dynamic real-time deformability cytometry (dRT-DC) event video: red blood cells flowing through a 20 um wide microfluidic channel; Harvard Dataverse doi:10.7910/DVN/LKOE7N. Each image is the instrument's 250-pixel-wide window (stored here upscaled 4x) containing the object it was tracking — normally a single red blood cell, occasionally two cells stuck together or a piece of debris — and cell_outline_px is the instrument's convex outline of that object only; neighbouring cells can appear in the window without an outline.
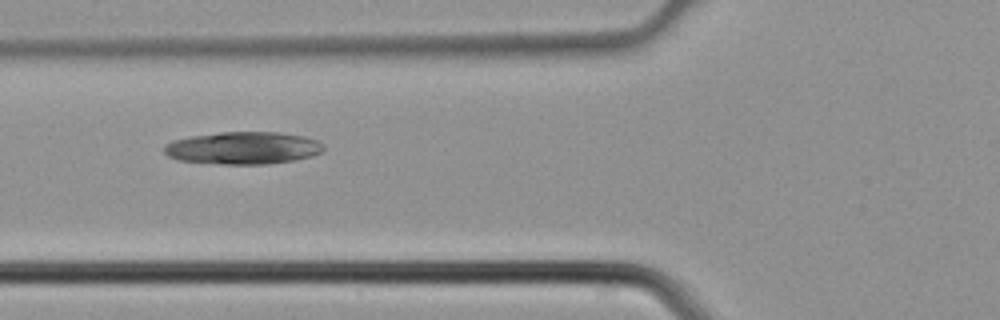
{"species": "common noctule bat (a hibernating species)", "species_latin": "Nyctalus noctula", "temperature_condition": "cold", "stored_images_in_passage": 5, "camera_frame_rate_fps": 3000, "um_per_image_px": 0.085, "animal": {"sex": "male", "body_mass_g": 21.5, "forearm_length_mm": 52.0}, "frame": {"image": 1, "passage_image": 4, "time_ms": 1.0, "image_size_px": [1000, 320], "cell_outline_px": [[324, 152], [312, 156], [292, 160], [268, 164], [224, 164], [176, 160], [168, 156], [164, 152], [164, 144], [172, 140], [188, 136], [220, 132], [280, 132], [304, 136], [320, 140], [324, 144]], "centroid_in_image_um": [20.67, 12.57], "position_along_channel_um": 105.1, "area_um2": 30.52}}
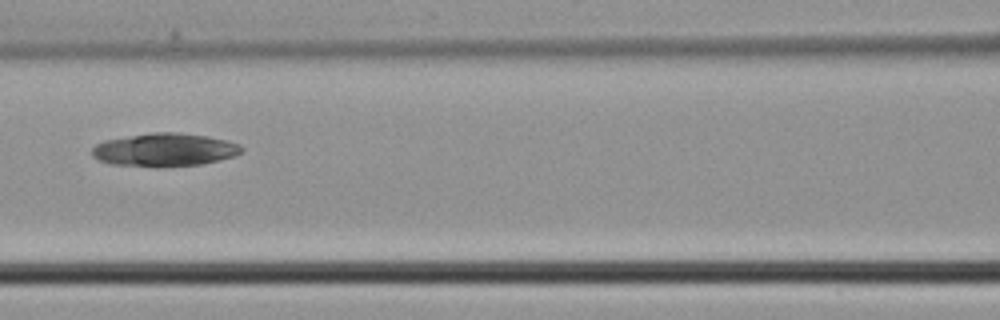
{"frame": {"image": 2, "passage_image": 5, "time_ms": 1.333, "image_size_px": [1000, 320], "cell_outline_px": [[244, 148], [240, 152], [232, 156], [200, 164], [112, 164], [100, 160], [92, 156], [92, 148], [96, 144], [104, 140], [152, 132], [176, 132], [208, 136], [240, 144]], "centroid_in_image_um": [13.98, 12.68], "position_along_channel_um": 152.6, "area_um2": 27.63}}